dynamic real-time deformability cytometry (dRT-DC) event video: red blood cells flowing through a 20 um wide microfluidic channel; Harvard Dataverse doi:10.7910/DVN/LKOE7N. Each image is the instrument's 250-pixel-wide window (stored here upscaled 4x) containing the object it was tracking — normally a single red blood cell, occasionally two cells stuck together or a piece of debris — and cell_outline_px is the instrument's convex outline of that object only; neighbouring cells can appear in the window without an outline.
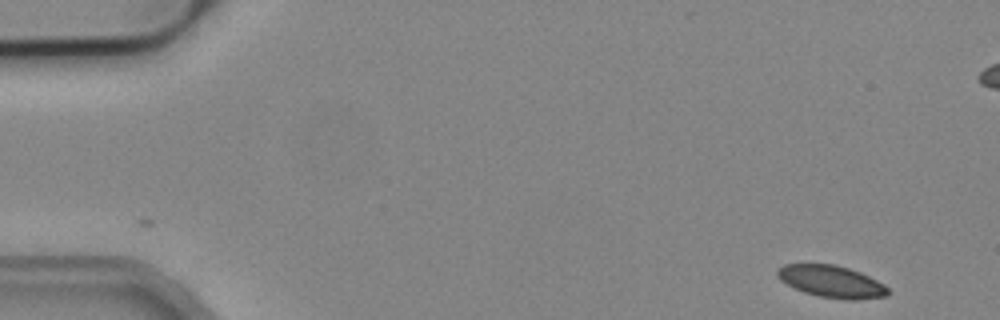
{"species": "common noctule bat (a hibernating species)", "species_latin": "Nyctalus noctula", "temperature_condition": "cold", "stored_images_in_passage": 2, "camera_frame_rate_fps": 3000, "um_per_image_px": 0.085, "animal": {"sex": "male", "body_mass_g": 19.2, "forearm_length_mm": 51.8}, "frame": {"image": 1, "passage_image": 1, "time_ms": 0.0, "image_size_px": [1000, 320], "cell_outline_px": [[888, 296], [856, 300], [820, 296], [804, 292], [780, 280], [776, 276], [776, 272], [784, 264], [836, 264], [860, 272], [884, 284], [888, 288]], "centroid_in_image_um": [70.69, 23.92], "position_along_channel_um": 14.3, "area_um2": 20.4}}